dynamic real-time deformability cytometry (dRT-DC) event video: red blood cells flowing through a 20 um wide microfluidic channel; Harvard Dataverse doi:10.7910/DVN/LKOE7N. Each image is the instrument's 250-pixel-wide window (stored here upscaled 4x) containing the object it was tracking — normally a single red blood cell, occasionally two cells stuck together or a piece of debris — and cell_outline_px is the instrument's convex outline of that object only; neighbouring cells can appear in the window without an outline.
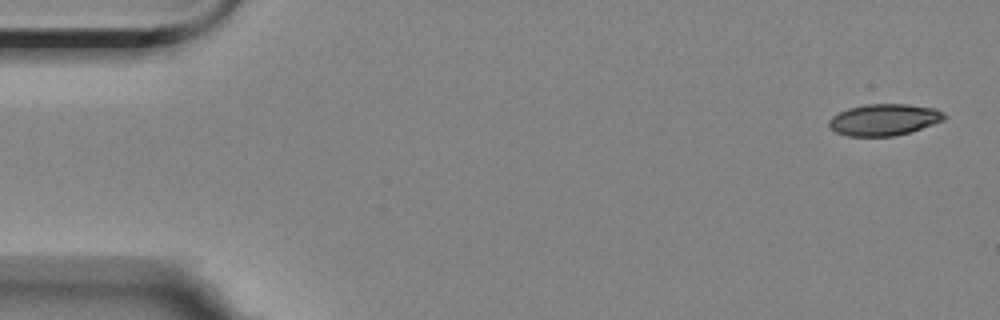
{"species": "Egyptian fruit bat (a non-hibernating species)", "species_latin": "Rousettus aegyptiacus", "temperature_condition": "room temperature", "stored_images_in_passage": 5, "camera_frame_rate_fps": 3000, "um_per_image_px": 0.085, "animal": {"sex": "female"}, "frame": {"image": 1, "passage_image": 1, "time_ms": 0.0, "image_size_px": [1000, 320], "cell_outline_px": [[948, 116], [944, 120], [908, 132], [892, 136], [848, 136], [836, 132], [828, 124], [828, 120], [832, 116], [848, 108], [864, 104], [908, 104], [936, 108], [944, 112]], "centroid_in_image_um": [75.16, 10.16], "position_along_channel_um": 9.8, "area_um2": 21.15}}